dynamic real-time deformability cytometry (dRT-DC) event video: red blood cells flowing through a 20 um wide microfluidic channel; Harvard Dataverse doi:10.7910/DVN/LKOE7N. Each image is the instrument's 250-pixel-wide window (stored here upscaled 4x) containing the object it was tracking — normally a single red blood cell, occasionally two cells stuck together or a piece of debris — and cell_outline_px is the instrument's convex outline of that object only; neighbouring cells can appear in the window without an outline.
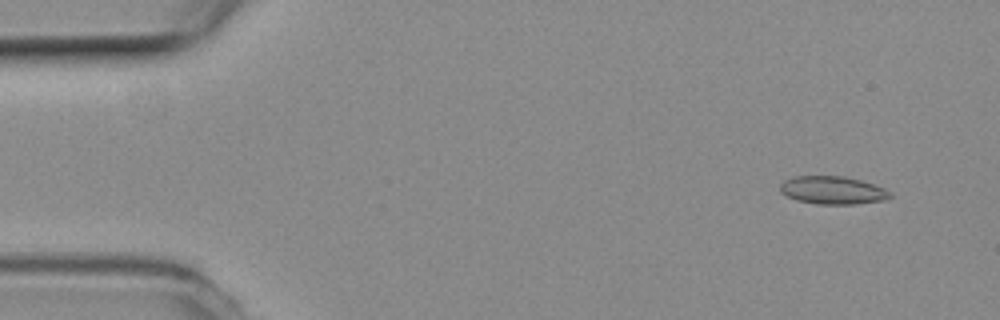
{"species": "common noctule bat (a hibernating species)", "species_latin": "Nyctalus noctula", "temperature_condition": "room temperature", "stored_images_in_passage": 15, "camera_frame_rate_fps": 3000, "um_per_image_px": 0.085, "animal": {"sex": "female", "body_mass_g": 19.3, "forearm_length_mm": 54.1}, "frame": {"image": 1, "passage_image": 4, "time_ms": 1.0, "image_size_px": [1000, 320], "cell_outline_px": [[892, 196], [884, 200], [856, 204], [820, 204], [796, 200], [780, 192], [780, 184], [784, 180], [796, 176], [844, 176], [860, 180], [884, 188], [892, 192]], "centroid_in_image_um": [70.78, 16.17], "position_along_channel_um": 14.2, "area_um2": 17.86}}
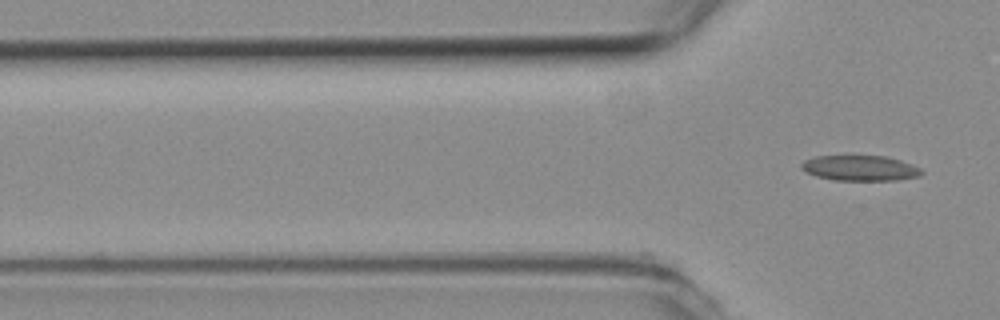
{"frame": {"image": 2, "passage_image": 15, "time_ms": 4.667, "image_size_px": [1000, 320], "cell_outline_px": [[924, 172], [920, 176], [896, 180], [832, 180], [816, 176], [800, 168], [800, 164], [804, 160], [816, 156], [884, 156], [900, 160], [912, 164], [920, 168]], "centroid_in_image_um": [73.11, 14.29], "position_along_channel_um": 52.7, "area_um2": 17.74}}